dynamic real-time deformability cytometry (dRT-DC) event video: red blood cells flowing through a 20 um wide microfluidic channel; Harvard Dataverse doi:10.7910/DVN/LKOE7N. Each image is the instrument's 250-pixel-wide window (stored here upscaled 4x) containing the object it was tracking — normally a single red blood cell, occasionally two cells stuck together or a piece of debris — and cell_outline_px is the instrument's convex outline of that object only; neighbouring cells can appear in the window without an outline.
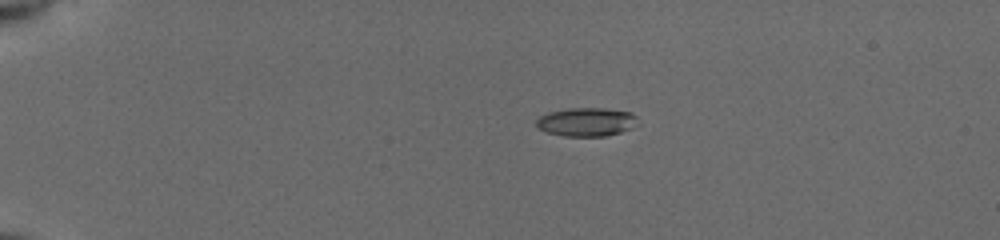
{"species": "common noctule bat (a hibernating species)", "species_latin": "Nyctalus noctula", "temperature_condition": "cold", "stored_images_in_passage": 54, "camera_frame_rate_fps": 3000, "um_per_image_px": 0.085, "animal": {"sex": "female", "body_mass_g": 19.5, "forearm_length_mm": 54.1}, "frame": {"image": 1, "passage_image": 13, "time_ms": 4.0, "image_size_px": [1000, 240], "cell_outline_px": [[636, 116], [632, 128], [620, 132], [604, 136], [564, 136], [548, 132], [540, 128], [536, 124], [536, 120], [540, 116], [548, 112], [568, 108], [604, 108], [632, 112]], "centroid_in_image_um": [49.83, 10.35], "position_along_channel_um": 35.2, "area_um2": 16.7}}
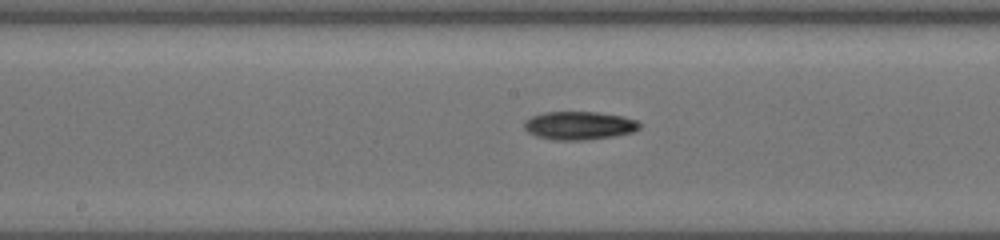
{"frame": {"image": 2, "passage_image": 31, "time_ms": 10.0, "image_size_px": [1000, 240], "cell_outline_px": [[640, 128], [632, 132], [616, 136], [584, 140], [552, 140], [536, 136], [528, 132], [524, 128], [524, 120], [532, 116], [544, 112], [596, 112], [624, 116], [636, 120], [640, 124]], "centroid_in_image_um": [49.22, 10.67], "position_along_channel_um": 199.0, "area_um2": 19.13}}
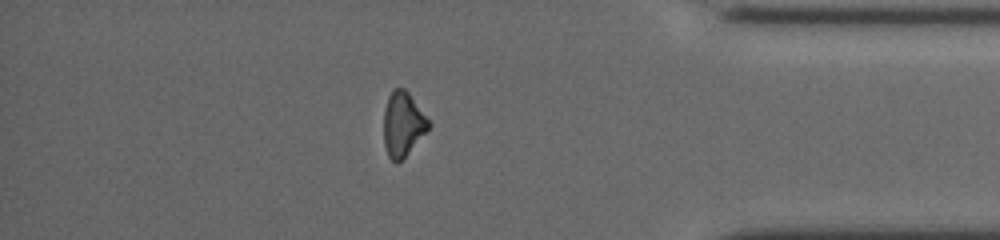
{"frame": {"image": 3, "passage_image": 48, "time_ms": 15.667, "image_size_px": [1000, 240], "cell_outline_px": [[432, 124], [404, 156], [396, 164], [388, 156], [384, 144], [384, 108], [388, 96], [392, 88], [404, 88], [408, 92]], "centroid_in_image_um": [34.22, 10.52], "position_along_channel_um": 401.0, "area_um2": 16.59}, "authors_computed_cell_mechanics": {"area_um2": 17.1088, "velocity_mm_per_s": 3.9531, "shape_relaxation_time_tau1_ms": 1.5323, "shape_relaxation_time_tau2_ms": null, "deformation_change_tau1": 0.1284, "deformation_change_tau2": null}}